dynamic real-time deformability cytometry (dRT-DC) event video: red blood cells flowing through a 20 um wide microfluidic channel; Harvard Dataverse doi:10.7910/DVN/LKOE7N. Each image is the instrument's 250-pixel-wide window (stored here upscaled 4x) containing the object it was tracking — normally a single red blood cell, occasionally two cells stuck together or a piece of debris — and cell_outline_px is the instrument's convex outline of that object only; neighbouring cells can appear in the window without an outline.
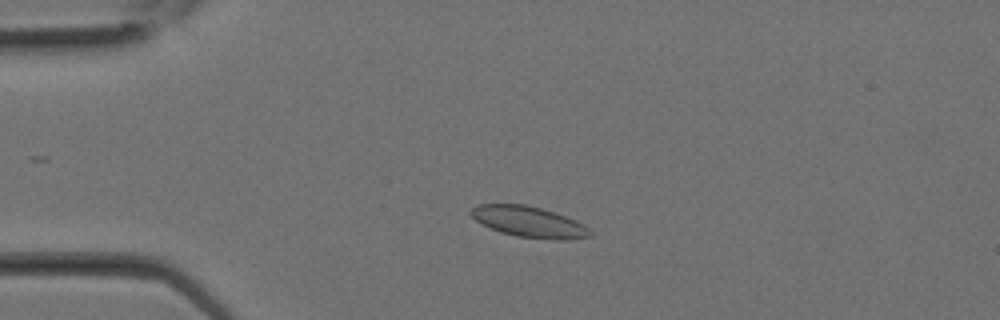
{"species": "Egyptian fruit bat (a non-hibernating species)", "species_latin": "Rousettus aegyptiacus", "temperature_condition": "room temperature", "stored_images_in_passage": 24, "camera_frame_rate_fps": 3000, "um_per_image_px": 0.085, "animal": {"sex": "female"}, "frame": {"image": 1, "passage_image": 4, "time_ms": 1.0, "image_size_px": [1000, 320], "cell_outline_px": [[592, 236], [568, 240], [560, 240], [516, 236], [500, 232], [480, 224], [468, 212], [476, 204], [524, 204], [540, 208], [576, 220], [584, 224], [592, 232]], "centroid_in_image_um": [44.94, 18.86], "position_along_channel_um": 40.1, "area_um2": 21.44}}
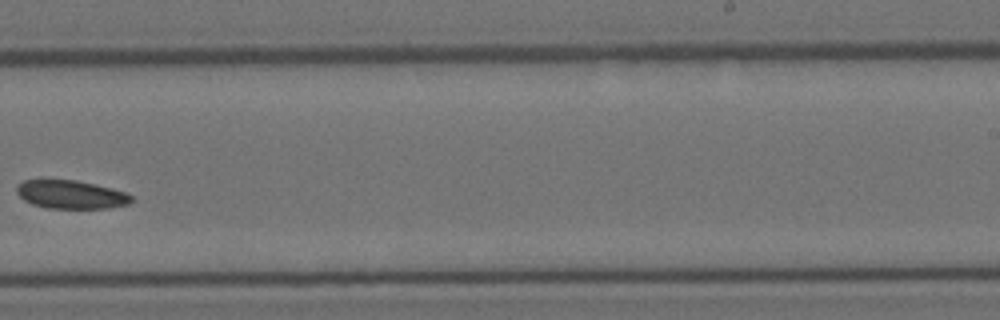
{"frame": {"image": 2, "passage_image": 15, "time_ms": 4.667, "image_size_px": [1000, 320], "cell_outline_px": [[132, 200], [128, 204], [108, 208], [48, 208], [32, 204], [24, 200], [16, 192], [16, 184], [24, 180], [76, 180], [112, 188], [128, 192], [132, 196]], "centroid_in_image_um": [6.03, 16.53], "position_along_channel_um": 283.0, "area_um2": 19.02}}
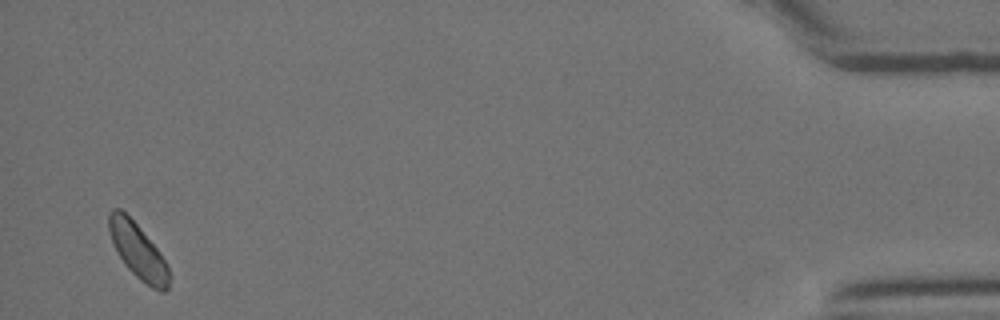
{"frame": {"image": 3, "passage_image": 24, "time_ms": 7.667, "image_size_px": [1000, 320], "cell_outline_px": [[168, 288], [164, 292], [160, 292], [152, 288], [140, 280], [124, 264], [112, 240], [108, 228], [108, 216], [112, 208], [120, 208], [140, 228], [160, 252], [168, 264]], "centroid_in_image_um": [11.73, 21.34], "position_along_channel_um": 423.5, "area_um2": 19.02}}